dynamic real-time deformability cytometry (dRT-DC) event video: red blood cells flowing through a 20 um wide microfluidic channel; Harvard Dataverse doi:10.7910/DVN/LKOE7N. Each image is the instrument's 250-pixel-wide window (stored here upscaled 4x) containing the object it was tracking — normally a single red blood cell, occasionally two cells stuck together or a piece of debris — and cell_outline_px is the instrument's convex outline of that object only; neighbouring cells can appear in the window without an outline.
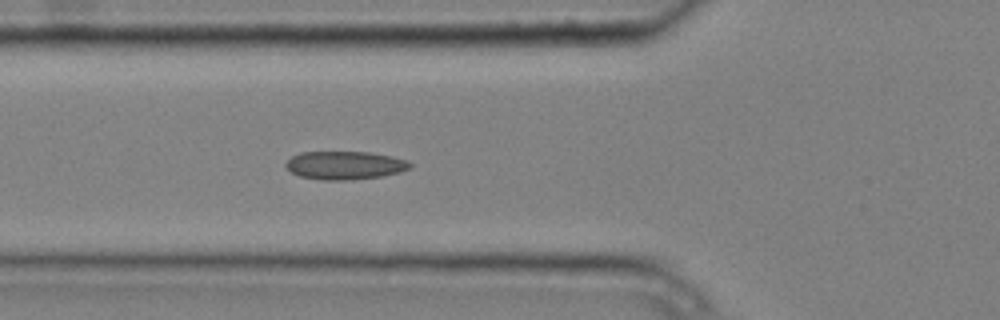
{"species": "common noctule bat (a hibernating species)", "species_latin": "Nyctalus noctula", "temperature_condition": "cold", "stored_images_in_passage": 5, "camera_frame_rate_fps": 3000, "um_per_image_px": 0.085, "animal": {"sex": "male", "body_mass_g": 20.4}, "frame": {"image": 1, "passage_image": 5, "time_ms": 1.333, "image_size_px": [1000, 320], "cell_outline_px": [[412, 168], [400, 172], [380, 176], [352, 180], [320, 180], [300, 176], [292, 172], [284, 164], [292, 156], [300, 152], [368, 152], [392, 156], [408, 160], [412, 164]], "centroid_in_image_um": [29.34, 14.05], "position_along_channel_um": 96.5, "area_um2": 20.52}}